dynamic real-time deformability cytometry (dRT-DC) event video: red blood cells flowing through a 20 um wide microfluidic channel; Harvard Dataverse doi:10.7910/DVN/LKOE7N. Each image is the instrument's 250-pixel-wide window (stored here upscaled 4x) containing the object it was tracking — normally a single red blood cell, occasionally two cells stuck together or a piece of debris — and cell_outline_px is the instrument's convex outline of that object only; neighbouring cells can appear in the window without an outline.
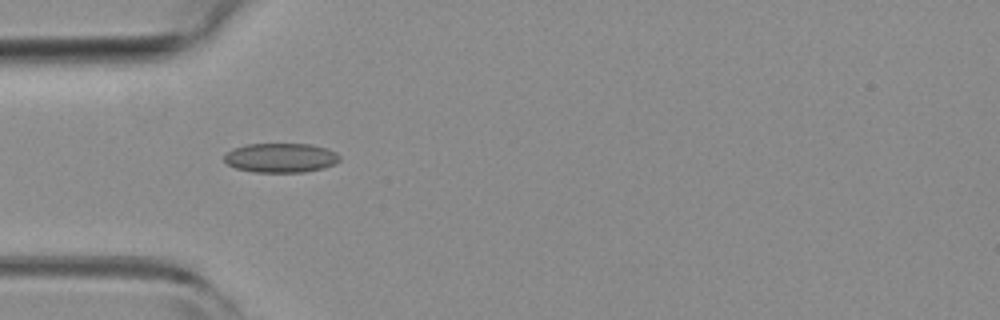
{"species": "common noctule bat (a hibernating species)", "species_latin": "Nyctalus noctula", "temperature_condition": "room temperature", "stored_images_in_passage": 7, "camera_frame_rate_fps": 3000, "um_per_image_px": 0.085, "animal": {"sex": "female", "body_mass_g": 19.3, "forearm_length_mm": 54.1}, "frame": {"image": 1, "passage_image": 2, "time_ms": 0.333, "image_size_px": [1000, 320], "cell_outline_px": [[340, 160], [336, 164], [324, 168], [304, 172], [252, 172], [236, 168], [228, 164], [224, 160], [224, 156], [232, 148], [248, 144], [312, 144], [336, 152], [340, 156]], "centroid_in_image_um": [23.88, 13.42], "position_along_channel_um": 61.1, "area_um2": 19.83}}
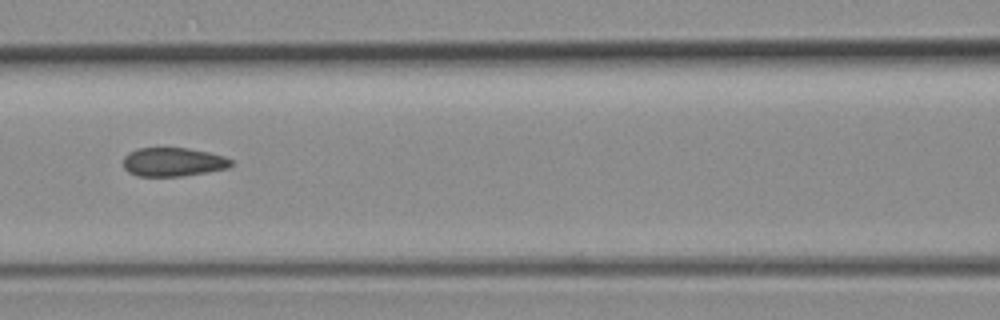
{"frame": {"image": 2, "passage_image": 4, "time_ms": 1.0, "image_size_px": [1000, 320], "cell_outline_px": [[232, 164], [228, 168], [208, 172], [180, 176], [136, 176], [128, 172], [124, 168], [124, 156], [128, 152], [136, 148], [188, 148], [208, 152], [224, 156], [232, 160]], "centroid_in_image_um": [14.7, 13.77], "position_along_channel_um": 151.9, "area_um2": 18.15}}
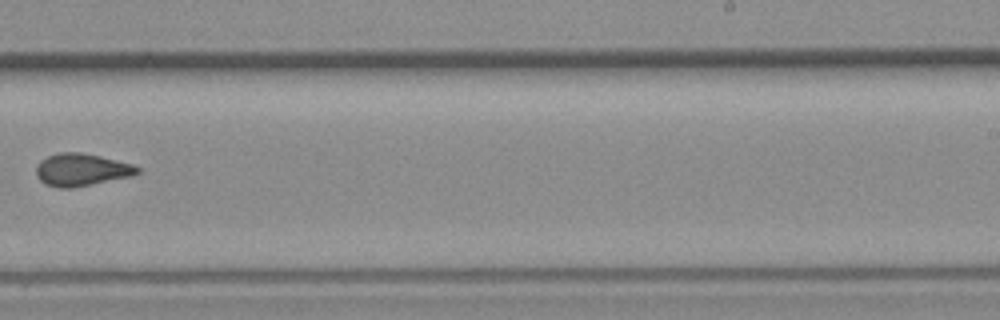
{"frame": {"image": 3, "passage_image": 7, "time_ms": 2.0, "image_size_px": [1000, 320], "cell_outline_px": [[140, 172], [132, 176], [76, 188], [56, 188], [44, 184], [36, 176], [36, 164], [40, 160], [48, 156], [60, 152], [80, 152], [100, 156], [132, 164], [140, 168]], "centroid_in_image_um": [6.9, 14.44], "position_along_channel_um": 282.1, "area_um2": 19.42}}